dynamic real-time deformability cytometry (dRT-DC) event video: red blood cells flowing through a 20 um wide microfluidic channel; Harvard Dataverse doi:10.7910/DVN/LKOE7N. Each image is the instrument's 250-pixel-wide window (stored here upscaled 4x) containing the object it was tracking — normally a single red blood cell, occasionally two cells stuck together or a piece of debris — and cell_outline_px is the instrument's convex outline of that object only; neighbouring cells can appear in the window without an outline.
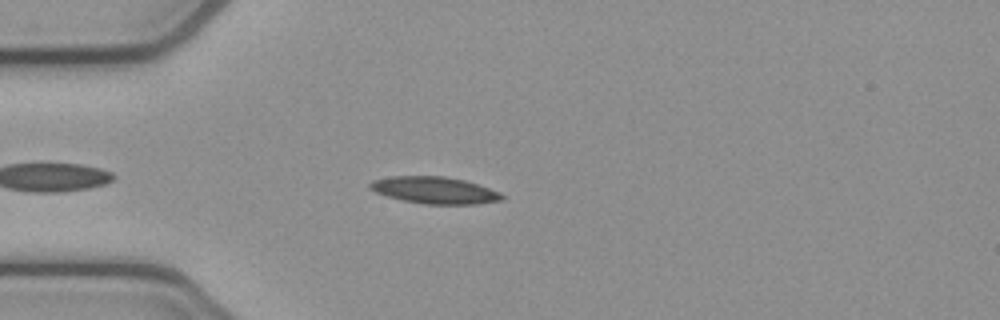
{"species": "common noctule bat (a hibernating species)", "species_latin": "Nyctalus noctula", "temperature_condition": "cold", "stored_images_in_passage": 45, "camera_frame_rate_fps": 3000, "um_per_image_px": 0.085, "animal": {"sex": "female", "body_mass_g": 21.9}, "frame": {"image": 1, "passage_image": 6, "time_ms": 1.667, "image_size_px": [1000, 320], "cell_outline_px": [[504, 200], [476, 204], [424, 204], [404, 200], [388, 196], [376, 192], [368, 188], [368, 184], [372, 180], [392, 176], [444, 176], [464, 180], [500, 192], [504, 196]], "centroid_in_image_um": [36.93, 16.17], "position_along_channel_um": 48.1, "area_um2": 20.58}}
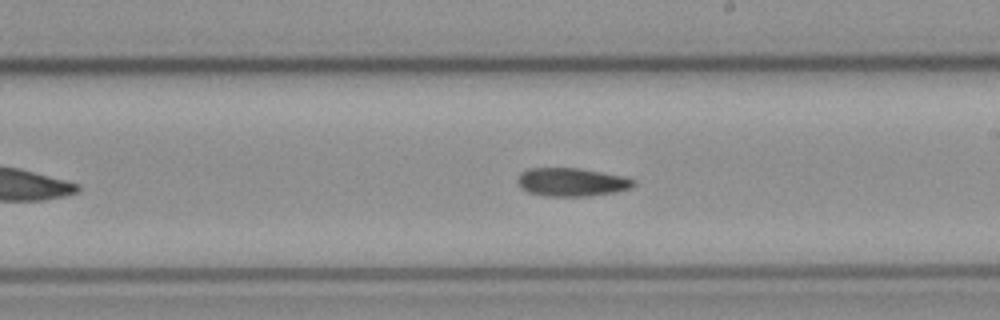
{"frame": {"image": 2, "passage_image": 22, "time_ms": 7.0, "image_size_px": [1000, 320], "cell_outline_px": [[636, 184], [632, 188], [616, 192], [588, 196], [544, 196], [528, 192], [520, 188], [516, 180], [520, 172], [528, 168], [580, 168], [624, 176], [636, 180]], "centroid_in_image_um": [48.59, 15.48], "position_along_channel_um": 240.4, "area_um2": 19.48}}
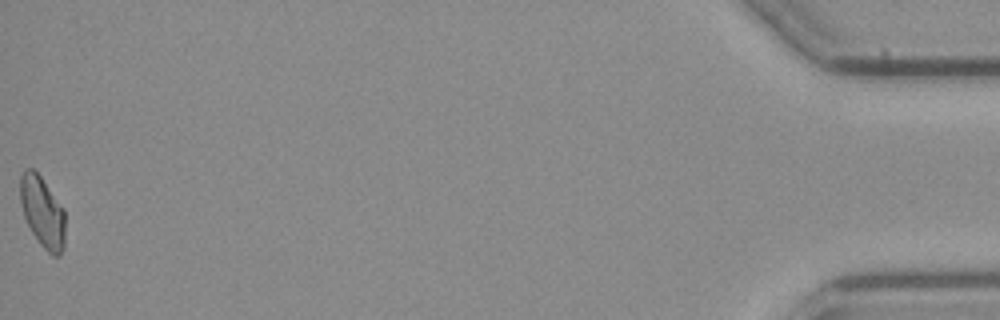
{"frame": {"image": 3, "passage_image": 45, "time_ms": 14.667, "image_size_px": [1000, 320], "cell_outline_px": [[64, 248], [60, 256], [52, 256], [40, 244], [32, 232], [24, 216], [20, 200], [20, 176], [24, 168], [32, 168], [40, 176], [64, 208]], "centroid_in_image_um": [3.61, 18.02], "position_along_channel_um": 431.6, "area_um2": 18.55}, "authors_computed_cell_mechanics": {"area_um2": 19.1896, "velocity_mm_per_s": 3.8551, "shape_relaxation_time_tau1_ms": 8.8514, "shape_relaxation_time_tau2_ms": null, "deformation_change_tau1": 0.1961, "deformation_change_tau2": null}}